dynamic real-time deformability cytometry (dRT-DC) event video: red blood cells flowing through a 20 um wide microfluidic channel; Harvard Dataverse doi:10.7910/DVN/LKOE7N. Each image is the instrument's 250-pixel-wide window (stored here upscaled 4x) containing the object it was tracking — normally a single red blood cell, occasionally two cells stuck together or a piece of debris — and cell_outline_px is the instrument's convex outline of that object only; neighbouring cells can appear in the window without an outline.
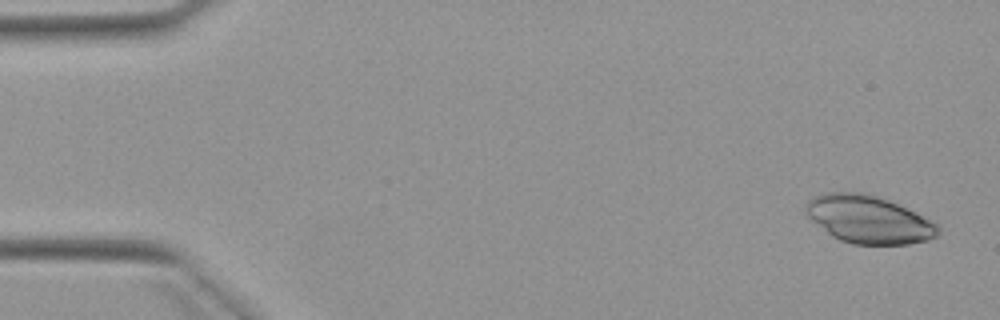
{"species": "Egyptian fruit bat (a non-hibernating species)", "species_latin": "Rousettus aegyptiacus", "temperature_condition": "warm", "stored_images_in_passage": 4, "camera_frame_rate_fps": 3000, "um_per_image_px": 0.085, "animal": {"sex": "female"}, "frame": {"image": 1, "passage_image": 1, "time_ms": 0.0, "image_size_px": [1000, 320], "cell_outline_px": [[940, 232], [936, 236], [928, 240], [908, 244], [852, 244], [840, 240], [832, 236], [812, 220], [808, 216], [808, 200], [824, 192], [860, 192], [876, 196], [888, 200], [936, 224], [940, 228]], "centroid_in_image_um": [73.82, 18.66], "position_along_channel_um": 11.2, "area_um2": 35.95}}